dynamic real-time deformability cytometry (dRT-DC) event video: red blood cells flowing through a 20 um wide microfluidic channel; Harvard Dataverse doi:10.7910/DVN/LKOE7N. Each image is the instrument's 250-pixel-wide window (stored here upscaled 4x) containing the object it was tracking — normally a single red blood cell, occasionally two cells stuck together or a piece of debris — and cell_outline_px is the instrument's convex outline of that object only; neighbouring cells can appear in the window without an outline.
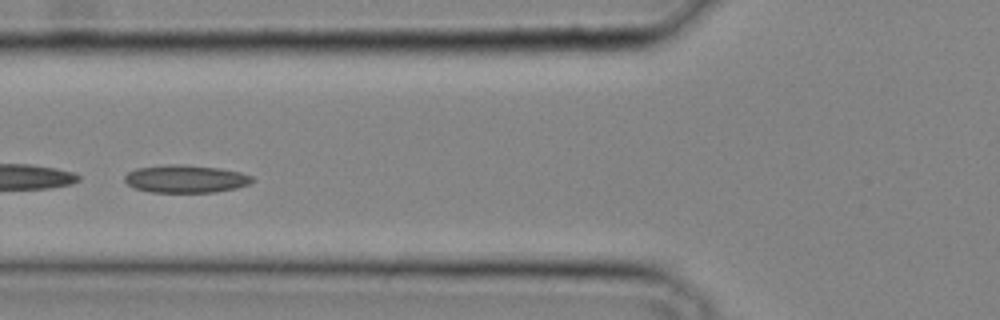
{"species": "common noctule bat (a hibernating species)", "species_latin": "Nyctalus noctula", "temperature_condition": "cold", "stored_images_in_passage": 31, "camera_frame_rate_fps": 3000, "um_per_image_px": 0.085, "animal": {"sex": "male", "body_mass_g": 20.4}, "frame": {"image": 1, "passage_image": 10, "time_ms": 3.0, "image_size_px": [1000, 320], "cell_outline_px": [[252, 180], [248, 184], [236, 188], [216, 192], [148, 192], [136, 188], [128, 184], [124, 180], [124, 176], [128, 172], [136, 168], [168, 164], [184, 164], [216, 168], [240, 172], [252, 176]], "centroid_in_image_um": [15.74, 15.2], "position_along_channel_um": 110.1, "area_um2": 20.52}}